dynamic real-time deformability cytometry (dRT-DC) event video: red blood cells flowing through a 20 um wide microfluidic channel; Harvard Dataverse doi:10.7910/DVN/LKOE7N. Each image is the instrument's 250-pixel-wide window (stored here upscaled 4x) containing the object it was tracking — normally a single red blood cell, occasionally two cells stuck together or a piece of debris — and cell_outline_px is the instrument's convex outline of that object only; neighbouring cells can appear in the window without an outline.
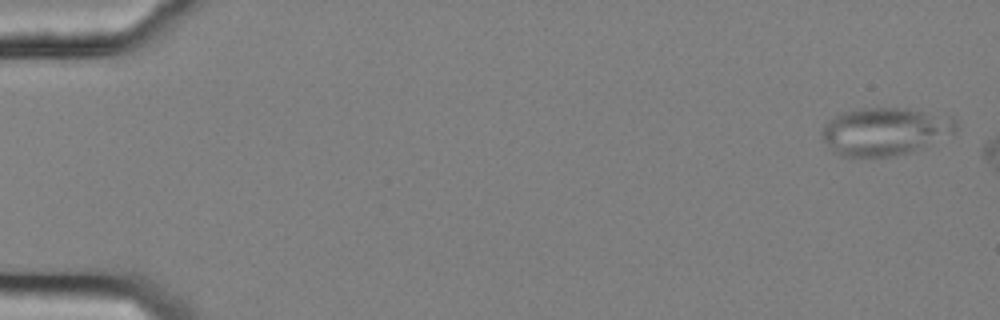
{"species": "common noctule bat (a hibernating species)", "species_latin": "Nyctalus noctula", "temperature_condition": "cold", "stored_images_in_passage": 52, "camera_frame_rate_fps": 3000, "um_per_image_px": 0.085, "animal": {"sex": "female", "body_mass_g": 25.1}, "frame": {"image": 1, "passage_image": 2, "time_ms": 0.333, "image_size_px": [1000, 320], "cell_outline_px": [[960, 124], [956, 132], [912, 152], [892, 156], [840, 156], [832, 152], [824, 140], [824, 124], [828, 120], [844, 112], [864, 108], [908, 108], [952, 116]], "centroid_in_image_um": [75.29, 11.16], "position_along_channel_um": 9.7, "area_um2": 37.34}}
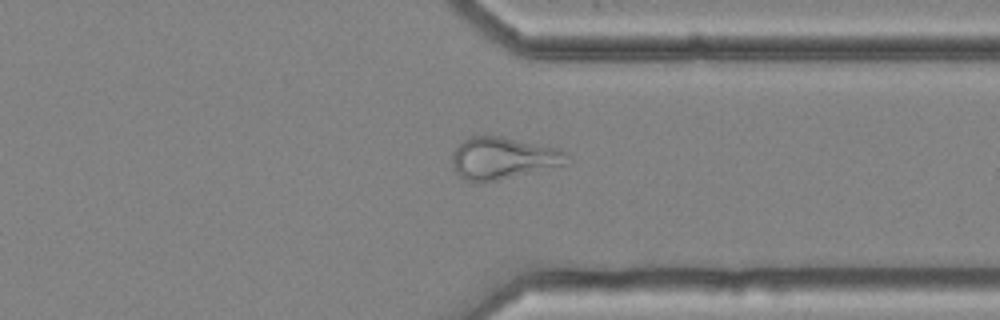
{"frame": {"image": 2, "passage_image": 44, "time_ms": 14.333, "image_size_px": [1000, 320], "cell_outline_px": [[568, 164], [496, 180], [476, 184], [464, 180], [456, 172], [452, 164], [452, 152], [464, 140], [472, 136], [500, 136], [556, 148], [568, 152]], "centroid_in_image_um": [42.73, 13.46], "position_along_channel_um": 368.7, "area_um2": 27.98}}
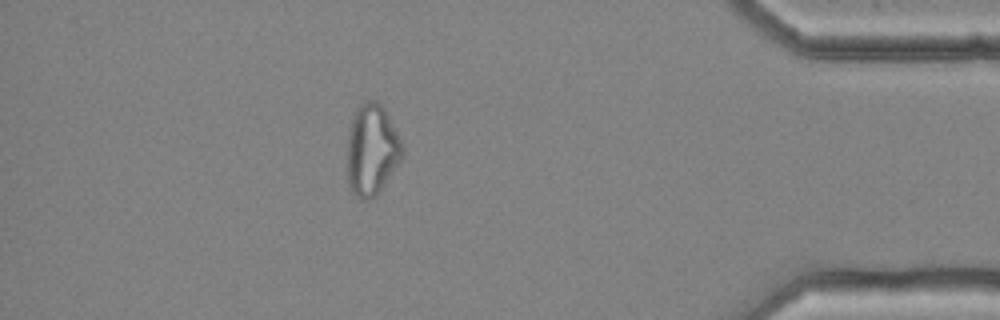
{"frame": {"image": 3, "passage_image": 50, "time_ms": 16.333, "image_size_px": [1000, 320], "cell_outline_px": [[404, 156], [376, 196], [368, 200], [364, 200], [356, 196], [352, 192], [348, 184], [348, 128], [352, 116], [356, 108], [364, 100], [376, 100], [384, 108], [404, 144]], "centroid_in_image_um": [31.61, 12.71], "position_along_channel_um": 403.6, "area_um2": 29.65}, "authors_computed_cell_mechanics": {"area_um2": 28.8422, "velocity_mm_per_s": 3.6303, "shape_relaxation_time_tau1_ms": null, "shape_relaxation_time_tau2_ms": 2.8278, "deformation_change_tau1": null, "deformation_change_tau2": 0.1146}}